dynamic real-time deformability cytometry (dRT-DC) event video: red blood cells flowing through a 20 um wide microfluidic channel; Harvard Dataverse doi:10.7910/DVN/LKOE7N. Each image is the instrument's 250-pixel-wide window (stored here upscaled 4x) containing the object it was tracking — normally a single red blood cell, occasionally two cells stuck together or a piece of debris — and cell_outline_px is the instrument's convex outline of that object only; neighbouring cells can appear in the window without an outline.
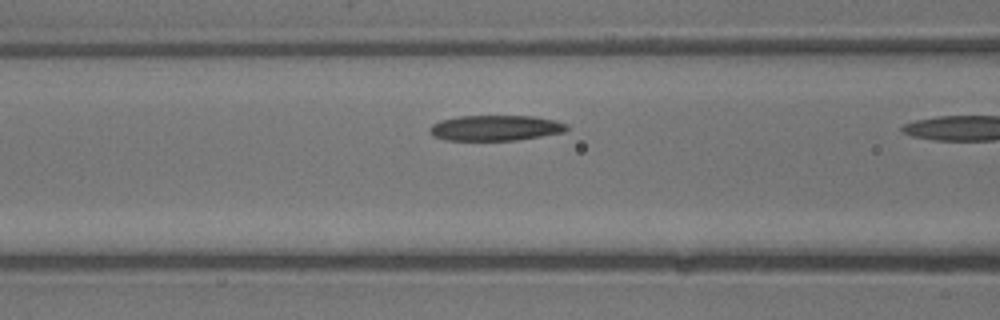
{"species": "common noctule bat (a hibernating species)", "species_latin": "Nyctalus noctula", "temperature_condition": "warm", "stored_images_in_passage": 8, "camera_frame_rate_fps": 3000, "um_per_image_px": 0.085, "animal": {"sex": "male", "body_mass_g": 13.3}, "frame": {"image": 1, "passage_image": 7, "time_ms": 2.0, "image_size_px": [1000, 320], "cell_outline_px": [[568, 128], [564, 132], [516, 140], [444, 140], [432, 136], [428, 132], [428, 128], [432, 124], [440, 120], [460, 116], [536, 116], [556, 120], [568, 124]], "centroid_in_image_um": [42.09, 10.87], "position_along_channel_um": 124.5, "area_um2": 20.52}}